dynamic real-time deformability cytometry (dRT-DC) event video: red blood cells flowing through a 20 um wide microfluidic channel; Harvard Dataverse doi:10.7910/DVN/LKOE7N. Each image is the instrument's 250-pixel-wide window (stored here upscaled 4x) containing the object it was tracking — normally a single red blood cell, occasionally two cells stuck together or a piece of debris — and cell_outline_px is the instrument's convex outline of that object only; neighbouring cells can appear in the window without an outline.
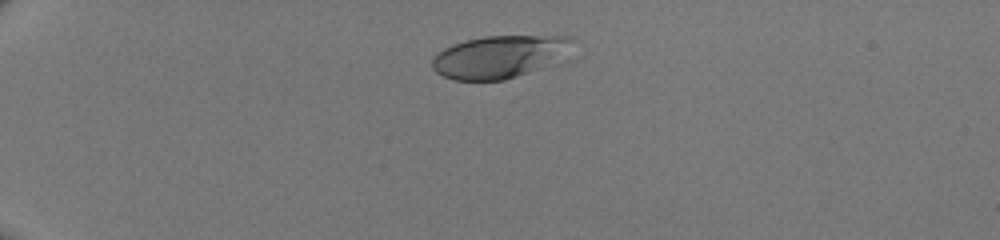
{"species": "human", "species_latin": "Homo sapiens", "temperature_condition": "room temperature", "stored_images_in_passage": 37, "camera_frame_rate_fps": 3000, "um_per_image_px": 0.085, "donor": {"sex": "male"}, "frame": {"image": 1, "passage_image": 1, "time_ms": 0.0, "image_size_px": [1000, 240], "cell_outline_px": [[576, 40], [536, 68], [516, 76], [504, 80], [452, 80], [436, 72], [432, 68], [432, 60], [436, 52], [452, 44], [464, 40], [484, 36], [568, 36]], "centroid_in_image_um": [42.21, 4.8], "position_along_channel_um": 42.8, "area_um2": 33.29}}
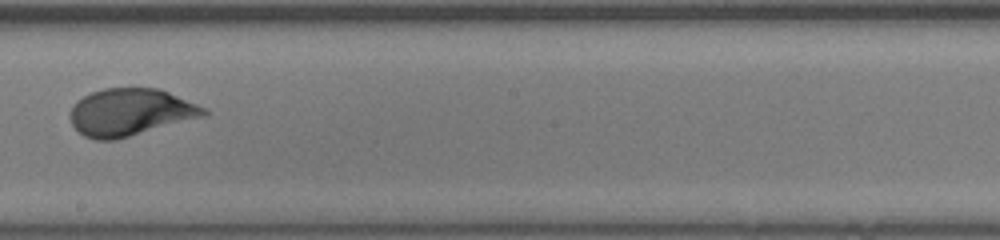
{"frame": {"image": 2, "passage_image": 19, "time_ms": 6.0, "image_size_px": [1000, 240], "cell_outline_px": [[208, 116], [116, 140], [96, 140], [84, 136], [72, 124], [72, 108], [76, 100], [92, 92], [104, 88], [160, 88], [208, 108]], "centroid_in_image_um": [11.16, 9.54], "position_along_channel_um": 237.0, "area_um2": 37.05}}
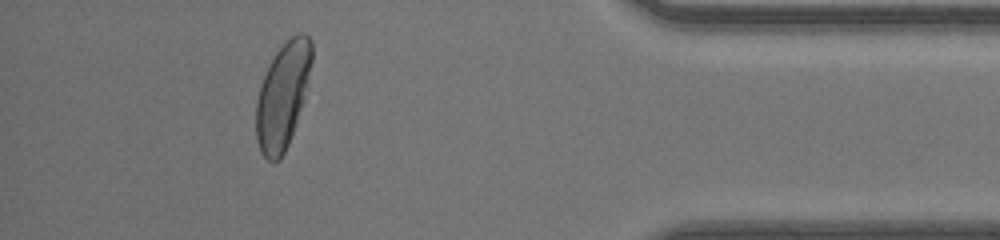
{"frame": {"image": 3, "passage_image": 33, "time_ms": 10.667, "image_size_px": [1000, 240], "cell_outline_px": [[312, 60], [308, 84], [304, 100], [288, 144], [280, 160], [276, 164], [272, 164], [260, 152], [256, 140], [256, 100], [260, 84], [268, 64], [276, 52], [292, 36], [300, 32], [304, 32], [312, 40]], "centroid_in_image_um": [24.02, 8.14], "position_along_channel_um": 411.2, "area_um2": 34.62}}